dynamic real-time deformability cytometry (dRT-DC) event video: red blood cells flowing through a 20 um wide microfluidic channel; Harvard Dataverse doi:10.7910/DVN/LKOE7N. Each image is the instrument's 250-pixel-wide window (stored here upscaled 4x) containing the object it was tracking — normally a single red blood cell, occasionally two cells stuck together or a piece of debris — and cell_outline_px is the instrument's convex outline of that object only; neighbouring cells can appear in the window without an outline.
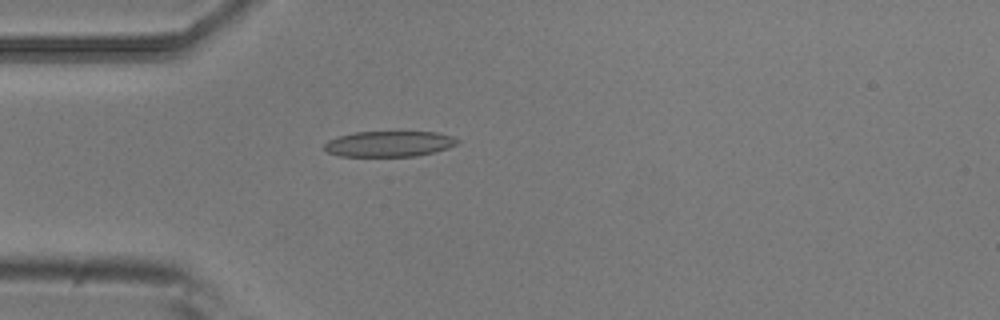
{"species": "common noctule bat (a hibernating species)", "species_latin": "Nyctalus noctula", "temperature_condition": "room temperature", "stored_images_in_passage": 4, "camera_frame_rate_fps": 3000, "um_per_image_px": 0.085, "animal": {"sex": "male", "body_mass_g": 20.5, "forearm_length_mm": 52.5}, "frame": {"image": 1, "passage_image": 4, "time_ms": 1.0, "image_size_px": [1000, 320], "cell_outline_px": [[460, 140], [456, 144], [448, 148], [416, 156], [340, 156], [328, 152], [324, 148], [324, 144], [328, 140], [340, 136], [356, 132], [400, 128], [436, 132], [452, 136]], "centroid_in_image_um": [33.12, 12.16], "position_along_channel_um": 51.9, "area_um2": 20.87}}